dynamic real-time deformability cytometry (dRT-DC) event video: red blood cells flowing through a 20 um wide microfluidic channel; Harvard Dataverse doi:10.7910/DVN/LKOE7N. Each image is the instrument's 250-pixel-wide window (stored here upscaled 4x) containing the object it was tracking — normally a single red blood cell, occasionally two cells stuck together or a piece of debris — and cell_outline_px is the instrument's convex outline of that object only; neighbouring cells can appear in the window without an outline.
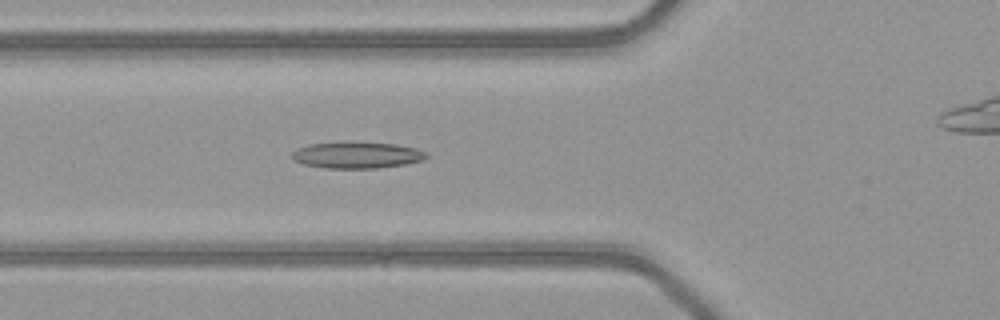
{"species": "common noctule bat (a hibernating species)", "species_latin": "Nyctalus noctula", "temperature_condition": "warm", "stored_images_in_passage": 44, "camera_frame_rate_fps": 3000, "um_per_image_px": 0.085, "animal": {"sex": "female", "body_mass_g": 21.9}, "frame": {"image": 1, "passage_image": 18, "time_ms": 5.667, "image_size_px": [1000, 320], "cell_outline_px": [[428, 156], [420, 160], [404, 164], [376, 168], [324, 168], [304, 164], [292, 160], [292, 152], [296, 148], [308, 144], [352, 140], [396, 144], [416, 148], [428, 152]], "centroid_in_image_um": [30.29, 13.15], "position_along_channel_um": 95.5, "area_um2": 21.21}}
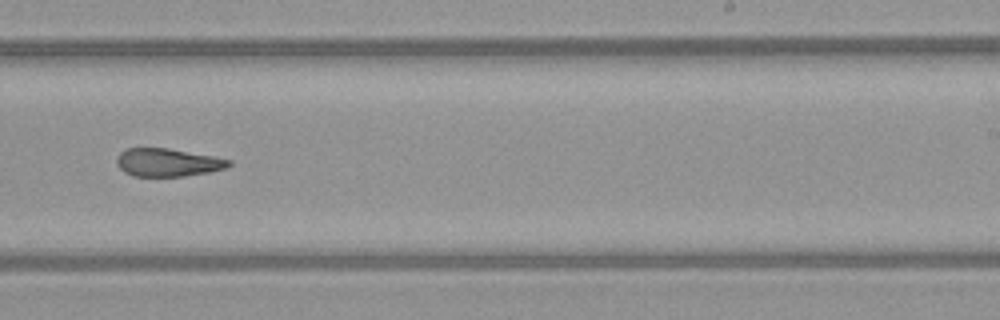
{"frame": {"image": 2, "passage_image": 31, "time_ms": 10.0, "image_size_px": [1000, 320], "cell_outline_px": [[232, 164], [228, 168], [208, 172], [184, 176], [132, 176], [124, 172], [116, 164], [116, 160], [120, 152], [128, 148], [168, 148], [212, 156], [232, 160]], "centroid_in_image_um": [14.26, 13.81], "position_along_channel_um": 274.7, "area_um2": 18.32}}
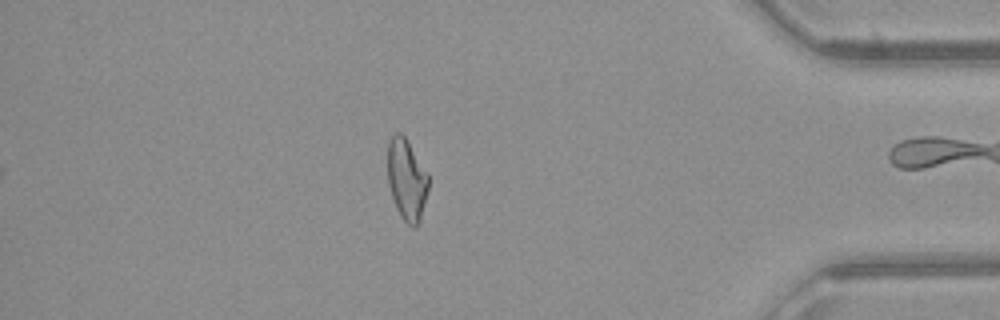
{"frame": {"image": 3, "passage_image": 43, "time_ms": 14.0, "image_size_px": [1000, 320], "cell_outline_px": [[428, 188], [420, 220], [416, 228], [412, 228], [400, 216], [396, 208], [388, 184], [388, 140], [396, 132], [400, 132], [404, 136], [428, 172]], "centroid_in_image_um": [34.57, 15.27], "position_along_channel_um": 400.6, "area_um2": 19.31}, "authors_computed_cell_mechanics": {"area_um2": 19.9121, "velocity_mm_per_s": 4.1295, "shape_relaxation_time_tau1_ms": null, "shape_relaxation_time_tau2_ms": 3.7917, "deformation_change_tau1": null, "deformation_change_tau2": 0.135}}